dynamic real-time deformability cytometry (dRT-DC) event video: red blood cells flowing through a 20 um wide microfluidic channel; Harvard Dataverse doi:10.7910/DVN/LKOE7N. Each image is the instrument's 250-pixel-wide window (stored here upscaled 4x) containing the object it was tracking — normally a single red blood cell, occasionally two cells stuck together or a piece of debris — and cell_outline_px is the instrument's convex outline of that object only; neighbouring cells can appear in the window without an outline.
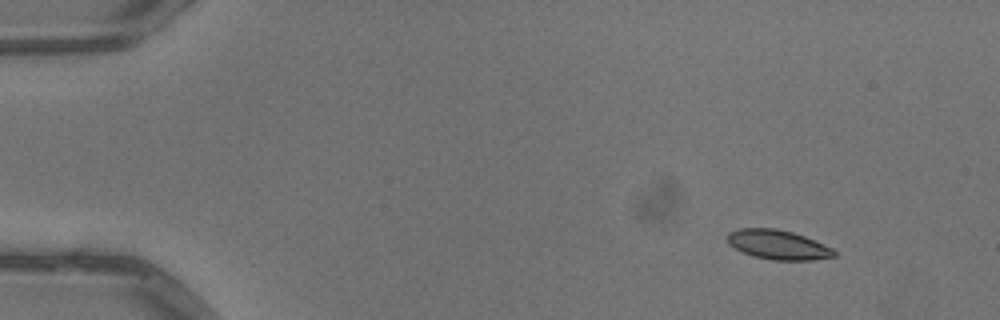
{"species": "common noctule bat (a hibernating species)", "species_latin": "Nyctalus noctula", "temperature_condition": "warm", "stored_images_in_passage": 3, "camera_frame_rate_fps": 3000, "um_per_image_px": 0.085, "animal": {"sex": "male", "body_mass_g": 13.3}, "frame": {"image": 1, "passage_image": 1, "time_ms": 0.0, "image_size_px": [1000, 320], "cell_outline_px": [[836, 256], [812, 260], [772, 260], [752, 256], [728, 244], [728, 232], [740, 228], [776, 228], [792, 232], [804, 236], [832, 248], [836, 252]], "centroid_in_image_um": [66.12, 20.8], "position_along_channel_um": 18.9, "area_um2": 18.21}}